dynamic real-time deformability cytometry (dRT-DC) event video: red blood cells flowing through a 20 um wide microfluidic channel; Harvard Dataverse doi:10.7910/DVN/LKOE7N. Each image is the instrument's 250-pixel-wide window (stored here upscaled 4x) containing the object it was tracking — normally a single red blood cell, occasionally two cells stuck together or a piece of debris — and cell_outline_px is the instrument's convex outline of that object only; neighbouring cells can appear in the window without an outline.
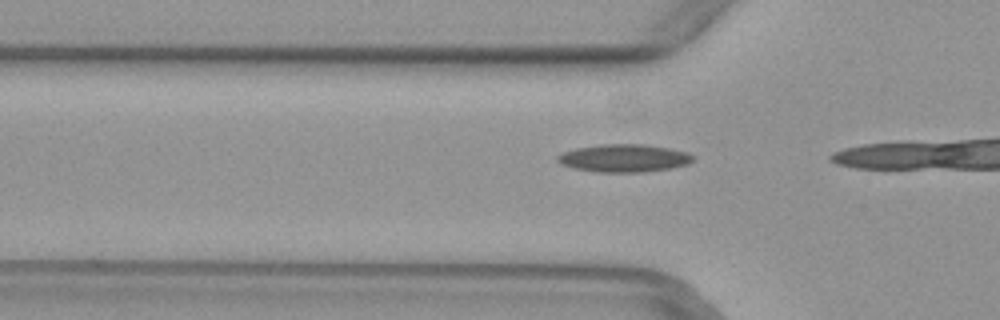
{"species": "common noctule bat (a hibernating species)", "species_latin": "Nyctalus noctula", "temperature_condition": "warm", "stored_images_in_passage": 5, "camera_frame_rate_fps": 3000, "um_per_image_px": 0.085, "animal": {"sex": "female", "body_mass_g": 29.2, "forearm_length_mm": 56.3}, "frame": {"image": 1, "passage_image": 3, "time_ms": 0.667, "image_size_px": [1000, 320], "cell_outline_px": [[692, 160], [688, 164], [668, 168], [644, 172], [596, 172], [576, 168], [560, 164], [556, 160], [556, 156], [560, 152], [576, 148], [600, 144], [644, 144], [668, 148], [688, 152], [692, 156]], "centroid_in_image_um": [52.98, 13.43], "position_along_channel_um": 72.8, "area_um2": 21.91}}